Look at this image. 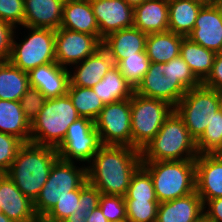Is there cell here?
Masks as SVG:
<instances>
[{
  "instance_id": "49",
  "label": "cell",
  "mask_w": 222,
  "mask_h": 222,
  "mask_svg": "<svg viewBox=\"0 0 222 222\" xmlns=\"http://www.w3.org/2000/svg\"><path fill=\"white\" fill-rule=\"evenodd\" d=\"M0 222H13L4 213L0 212Z\"/></svg>"
},
{
  "instance_id": "3",
  "label": "cell",
  "mask_w": 222,
  "mask_h": 222,
  "mask_svg": "<svg viewBox=\"0 0 222 222\" xmlns=\"http://www.w3.org/2000/svg\"><path fill=\"white\" fill-rule=\"evenodd\" d=\"M58 158L56 148L32 142L23 143L5 175L34 202L48 179L51 167Z\"/></svg>"
},
{
  "instance_id": "23",
  "label": "cell",
  "mask_w": 222,
  "mask_h": 222,
  "mask_svg": "<svg viewBox=\"0 0 222 222\" xmlns=\"http://www.w3.org/2000/svg\"><path fill=\"white\" fill-rule=\"evenodd\" d=\"M168 0H145L134 8L133 27L143 33H159L168 31Z\"/></svg>"
},
{
  "instance_id": "15",
  "label": "cell",
  "mask_w": 222,
  "mask_h": 222,
  "mask_svg": "<svg viewBox=\"0 0 222 222\" xmlns=\"http://www.w3.org/2000/svg\"><path fill=\"white\" fill-rule=\"evenodd\" d=\"M188 38L216 54L222 52V4L202 6Z\"/></svg>"
},
{
  "instance_id": "28",
  "label": "cell",
  "mask_w": 222,
  "mask_h": 222,
  "mask_svg": "<svg viewBox=\"0 0 222 222\" xmlns=\"http://www.w3.org/2000/svg\"><path fill=\"white\" fill-rule=\"evenodd\" d=\"M168 30L188 37L192 32L202 5L191 0H168Z\"/></svg>"
},
{
  "instance_id": "26",
  "label": "cell",
  "mask_w": 222,
  "mask_h": 222,
  "mask_svg": "<svg viewBox=\"0 0 222 222\" xmlns=\"http://www.w3.org/2000/svg\"><path fill=\"white\" fill-rule=\"evenodd\" d=\"M31 123L25 117L20 101L0 99V132L30 142Z\"/></svg>"
},
{
  "instance_id": "35",
  "label": "cell",
  "mask_w": 222,
  "mask_h": 222,
  "mask_svg": "<svg viewBox=\"0 0 222 222\" xmlns=\"http://www.w3.org/2000/svg\"><path fill=\"white\" fill-rule=\"evenodd\" d=\"M129 222H156L158 200L125 199Z\"/></svg>"
},
{
  "instance_id": "18",
  "label": "cell",
  "mask_w": 222,
  "mask_h": 222,
  "mask_svg": "<svg viewBox=\"0 0 222 222\" xmlns=\"http://www.w3.org/2000/svg\"><path fill=\"white\" fill-rule=\"evenodd\" d=\"M73 66L74 68L72 69ZM114 66L116 65L113 59L101 46L82 62L73 64L70 66L71 68H68L69 85L92 88Z\"/></svg>"
},
{
  "instance_id": "4",
  "label": "cell",
  "mask_w": 222,
  "mask_h": 222,
  "mask_svg": "<svg viewBox=\"0 0 222 222\" xmlns=\"http://www.w3.org/2000/svg\"><path fill=\"white\" fill-rule=\"evenodd\" d=\"M196 141L175 110L166 118L155 137L141 150L142 161L195 160Z\"/></svg>"
},
{
  "instance_id": "25",
  "label": "cell",
  "mask_w": 222,
  "mask_h": 222,
  "mask_svg": "<svg viewBox=\"0 0 222 222\" xmlns=\"http://www.w3.org/2000/svg\"><path fill=\"white\" fill-rule=\"evenodd\" d=\"M184 36L171 31L147 34L145 50L150 62L167 63L180 56Z\"/></svg>"
},
{
  "instance_id": "2",
  "label": "cell",
  "mask_w": 222,
  "mask_h": 222,
  "mask_svg": "<svg viewBox=\"0 0 222 222\" xmlns=\"http://www.w3.org/2000/svg\"><path fill=\"white\" fill-rule=\"evenodd\" d=\"M201 84L184 59L178 56L167 63L150 62L135 93L166 101L175 107L189 89Z\"/></svg>"
},
{
  "instance_id": "27",
  "label": "cell",
  "mask_w": 222,
  "mask_h": 222,
  "mask_svg": "<svg viewBox=\"0 0 222 222\" xmlns=\"http://www.w3.org/2000/svg\"><path fill=\"white\" fill-rule=\"evenodd\" d=\"M92 89L104 105L129 99L135 92L133 86L116 66L109 70Z\"/></svg>"
},
{
  "instance_id": "45",
  "label": "cell",
  "mask_w": 222,
  "mask_h": 222,
  "mask_svg": "<svg viewBox=\"0 0 222 222\" xmlns=\"http://www.w3.org/2000/svg\"><path fill=\"white\" fill-rule=\"evenodd\" d=\"M86 222H109L103 215L102 210L98 206L96 209L87 214Z\"/></svg>"
},
{
  "instance_id": "13",
  "label": "cell",
  "mask_w": 222,
  "mask_h": 222,
  "mask_svg": "<svg viewBox=\"0 0 222 222\" xmlns=\"http://www.w3.org/2000/svg\"><path fill=\"white\" fill-rule=\"evenodd\" d=\"M102 43L94 36L69 29L55 30V58L63 67L70 68L91 56Z\"/></svg>"
},
{
  "instance_id": "19",
  "label": "cell",
  "mask_w": 222,
  "mask_h": 222,
  "mask_svg": "<svg viewBox=\"0 0 222 222\" xmlns=\"http://www.w3.org/2000/svg\"><path fill=\"white\" fill-rule=\"evenodd\" d=\"M29 86L39 89L47 98L67 94L69 81L68 68L52 62L36 67L28 72Z\"/></svg>"
},
{
  "instance_id": "43",
  "label": "cell",
  "mask_w": 222,
  "mask_h": 222,
  "mask_svg": "<svg viewBox=\"0 0 222 222\" xmlns=\"http://www.w3.org/2000/svg\"><path fill=\"white\" fill-rule=\"evenodd\" d=\"M202 84L222 92V52L216 54L211 73Z\"/></svg>"
},
{
  "instance_id": "14",
  "label": "cell",
  "mask_w": 222,
  "mask_h": 222,
  "mask_svg": "<svg viewBox=\"0 0 222 222\" xmlns=\"http://www.w3.org/2000/svg\"><path fill=\"white\" fill-rule=\"evenodd\" d=\"M99 26V41L110 33L133 27L134 9L124 0H90Z\"/></svg>"
},
{
  "instance_id": "53",
  "label": "cell",
  "mask_w": 222,
  "mask_h": 222,
  "mask_svg": "<svg viewBox=\"0 0 222 222\" xmlns=\"http://www.w3.org/2000/svg\"><path fill=\"white\" fill-rule=\"evenodd\" d=\"M113 222H129V221L127 219H122V220L113 221Z\"/></svg>"
},
{
  "instance_id": "30",
  "label": "cell",
  "mask_w": 222,
  "mask_h": 222,
  "mask_svg": "<svg viewBox=\"0 0 222 222\" xmlns=\"http://www.w3.org/2000/svg\"><path fill=\"white\" fill-rule=\"evenodd\" d=\"M28 73L12 65L0 62V99L20 101L29 88Z\"/></svg>"
},
{
  "instance_id": "33",
  "label": "cell",
  "mask_w": 222,
  "mask_h": 222,
  "mask_svg": "<svg viewBox=\"0 0 222 222\" xmlns=\"http://www.w3.org/2000/svg\"><path fill=\"white\" fill-rule=\"evenodd\" d=\"M222 147V108L214 115L202 136L196 141L198 154L217 153Z\"/></svg>"
},
{
  "instance_id": "7",
  "label": "cell",
  "mask_w": 222,
  "mask_h": 222,
  "mask_svg": "<svg viewBox=\"0 0 222 222\" xmlns=\"http://www.w3.org/2000/svg\"><path fill=\"white\" fill-rule=\"evenodd\" d=\"M222 108V92L203 84L189 89L174 107L190 136L197 141L217 111Z\"/></svg>"
},
{
  "instance_id": "36",
  "label": "cell",
  "mask_w": 222,
  "mask_h": 222,
  "mask_svg": "<svg viewBox=\"0 0 222 222\" xmlns=\"http://www.w3.org/2000/svg\"><path fill=\"white\" fill-rule=\"evenodd\" d=\"M81 186L72 191V195H67L58 200L52 209L40 220V222H63L75 211L80 212Z\"/></svg>"
},
{
  "instance_id": "29",
  "label": "cell",
  "mask_w": 222,
  "mask_h": 222,
  "mask_svg": "<svg viewBox=\"0 0 222 222\" xmlns=\"http://www.w3.org/2000/svg\"><path fill=\"white\" fill-rule=\"evenodd\" d=\"M180 56L188 64L195 77L203 83L211 73L216 53L184 37Z\"/></svg>"
},
{
  "instance_id": "24",
  "label": "cell",
  "mask_w": 222,
  "mask_h": 222,
  "mask_svg": "<svg viewBox=\"0 0 222 222\" xmlns=\"http://www.w3.org/2000/svg\"><path fill=\"white\" fill-rule=\"evenodd\" d=\"M60 28L94 35L99 40V26L90 0H66Z\"/></svg>"
},
{
  "instance_id": "1",
  "label": "cell",
  "mask_w": 222,
  "mask_h": 222,
  "mask_svg": "<svg viewBox=\"0 0 222 222\" xmlns=\"http://www.w3.org/2000/svg\"><path fill=\"white\" fill-rule=\"evenodd\" d=\"M87 165V182L101 194L125 196L133 174L142 165L141 151L102 145Z\"/></svg>"
},
{
  "instance_id": "12",
  "label": "cell",
  "mask_w": 222,
  "mask_h": 222,
  "mask_svg": "<svg viewBox=\"0 0 222 222\" xmlns=\"http://www.w3.org/2000/svg\"><path fill=\"white\" fill-rule=\"evenodd\" d=\"M101 146L94 121L79 117L69 126L57 152L62 160L88 164Z\"/></svg>"
},
{
  "instance_id": "22",
  "label": "cell",
  "mask_w": 222,
  "mask_h": 222,
  "mask_svg": "<svg viewBox=\"0 0 222 222\" xmlns=\"http://www.w3.org/2000/svg\"><path fill=\"white\" fill-rule=\"evenodd\" d=\"M147 34L135 27L110 33L102 40V47L108 52L115 65L135 53L144 52Z\"/></svg>"
},
{
  "instance_id": "50",
  "label": "cell",
  "mask_w": 222,
  "mask_h": 222,
  "mask_svg": "<svg viewBox=\"0 0 222 222\" xmlns=\"http://www.w3.org/2000/svg\"><path fill=\"white\" fill-rule=\"evenodd\" d=\"M195 222H212L210 219H208L205 215H202L197 221Z\"/></svg>"
},
{
  "instance_id": "52",
  "label": "cell",
  "mask_w": 222,
  "mask_h": 222,
  "mask_svg": "<svg viewBox=\"0 0 222 222\" xmlns=\"http://www.w3.org/2000/svg\"><path fill=\"white\" fill-rule=\"evenodd\" d=\"M214 4H222V0H213V5Z\"/></svg>"
},
{
  "instance_id": "5",
  "label": "cell",
  "mask_w": 222,
  "mask_h": 222,
  "mask_svg": "<svg viewBox=\"0 0 222 222\" xmlns=\"http://www.w3.org/2000/svg\"><path fill=\"white\" fill-rule=\"evenodd\" d=\"M79 117L67 94L46 99L43 109L31 122L30 142L57 149L69 126Z\"/></svg>"
},
{
  "instance_id": "46",
  "label": "cell",
  "mask_w": 222,
  "mask_h": 222,
  "mask_svg": "<svg viewBox=\"0 0 222 222\" xmlns=\"http://www.w3.org/2000/svg\"><path fill=\"white\" fill-rule=\"evenodd\" d=\"M87 215L84 212L75 211L69 217H67L63 222H86Z\"/></svg>"
},
{
  "instance_id": "40",
  "label": "cell",
  "mask_w": 222,
  "mask_h": 222,
  "mask_svg": "<svg viewBox=\"0 0 222 222\" xmlns=\"http://www.w3.org/2000/svg\"><path fill=\"white\" fill-rule=\"evenodd\" d=\"M0 19L17 26L24 24V0H0Z\"/></svg>"
},
{
  "instance_id": "16",
  "label": "cell",
  "mask_w": 222,
  "mask_h": 222,
  "mask_svg": "<svg viewBox=\"0 0 222 222\" xmlns=\"http://www.w3.org/2000/svg\"><path fill=\"white\" fill-rule=\"evenodd\" d=\"M196 192L203 204L222 197V158L216 153L198 154L195 159Z\"/></svg>"
},
{
  "instance_id": "41",
  "label": "cell",
  "mask_w": 222,
  "mask_h": 222,
  "mask_svg": "<svg viewBox=\"0 0 222 222\" xmlns=\"http://www.w3.org/2000/svg\"><path fill=\"white\" fill-rule=\"evenodd\" d=\"M101 192L87 182V180L81 185L80 193V212H84L86 215L96 209L99 206V199Z\"/></svg>"
},
{
  "instance_id": "17",
  "label": "cell",
  "mask_w": 222,
  "mask_h": 222,
  "mask_svg": "<svg viewBox=\"0 0 222 222\" xmlns=\"http://www.w3.org/2000/svg\"><path fill=\"white\" fill-rule=\"evenodd\" d=\"M0 212L13 222H40L34 202L5 174H0Z\"/></svg>"
},
{
  "instance_id": "38",
  "label": "cell",
  "mask_w": 222,
  "mask_h": 222,
  "mask_svg": "<svg viewBox=\"0 0 222 222\" xmlns=\"http://www.w3.org/2000/svg\"><path fill=\"white\" fill-rule=\"evenodd\" d=\"M23 142L16 136L0 132V174H5Z\"/></svg>"
},
{
  "instance_id": "31",
  "label": "cell",
  "mask_w": 222,
  "mask_h": 222,
  "mask_svg": "<svg viewBox=\"0 0 222 222\" xmlns=\"http://www.w3.org/2000/svg\"><path fill=\"white\" fill-rule=\"evenodd\" d=\"M67 95L80 117L95 121L104 108V103L92 88L69 85Z\"/></svg>"
},
{
  "instance_id": "8",
  "label": "cell",
  "mask_w": 222,
  "mask_h": 222,
  "mask_svg": "<svg viewBox=\"0 0 222 222\" xmlns=\"http://www.w3.org/2000/svg\"><path fill=\"white\" fill-rule=\"evenodd\" d=\"M84 163L79 167L77 162L58 158L51 167L48 179L39 196L34 201L36 215L41 220L52 207L64 196L72 195L86 180Z\"/></svg>"
},
{
  "instance_id": "37",
  "label": "cell",
  "mask_w": 222,
  "mask_h": 222,
  "mask_svg": "<svg viewBox=\"0 0 222 222\" xmlns=\"http://www.w3.org/2000/svg\"><path fill=\"white\" fill-rule=\"evenodd\" d=\"M99 207L109 222L127 219L124 196L101 194Z\"/></svg>"
},
{
  "instance_id": "11",
  "label": "cell",
  "mask_w": 222,
  "mask_h": 222,
  "mask_svg": "<svg viewBox=\"0 0 222 222\" xmlns=\"http://www.w3.org/2000/svg\"><path fill=\"white\" fill-rule=\"evenodd\" d=\"M94 125L102 145L132 147L130 98L105 104Z\"/></svg>"
},
{
  "instance_id": "47",
  "label": "cell",
  "mask_w": 222,
  "mask_h": 222,
  "mask_svg": "<svg viewBox=\"0 0 222 222\" xmlns=\"http://www.w3.org/2000/svg\"><path fill=\"white\" fill-rule=\"evenodd\" d=\"M133 9L143 3L145 0H124Z\"/></svg>"
},
{
  "instance_id": "39",
  "label": "cell",
  "mask_w": 222,
  "mask_h": 222,
  "mask_svg": "<svg viewBox=\"0 0 222 222\" xmlns=\"http://www.w3.org/2000/svg\"><path fill=\"white\" fill-rule=\"evenodd\" d=\"M46 97L42 92L34 87H29L20 99L21 108L25 117L31 123L38 113L43 109Z\"/></svg>"
},
{
  "instance_id": "34",
  "label": "cell",
  "mask_w": 222,
  "mask_h": 222,
  "mask_svg": "<svg viewBox=\"0 0 222 222\" xmlns=\"http://www.w3.org/2000/svg\"><path fill=\"white\" fill-rule=\"evenodd\" d=\"M124 199L157 200L152 177L142 165L133 174Z\"/></svg>"
},
{
  "instance_id": "21",
  "label": "cell",
  "mask_w": 222,
  "mask_h": 222,
  "mask_svg": "<svg viewBox=\"0 0 222 222\" xmlns=\"http://www.w3.org/2000/svg\"><path fill=\"white\" fill-rule=\"evenodd\" d=\"M63 5L64 1L62 0H24L23 26L59 29Z\"/></svg>"
},
{
  "instance_id": "32",
  "label": "cell",
  "mask_w": 222,
  "mask_h": 222,
  "mask_svg": "<svg viewBox=\"0 0 222 222\" xmlns=\"http://www.w3.org/2000/svg\"><path fill=\"white\" fill-rule=\"evenodd\" d=\"M150 60L144 52L135 53L120 60L116 67L135 89L149 69Z\"/></svg>"
},
{
  "instance_id": "44",
  "label": "cell",
  "mask_w": 222,
  "mask_h": 222,
  "mask_svg": "<svg viewBox=\"0 0 222 222\" xmlns=\"http://www.w3.org/2000/svg\"><path fill=\"white\" fill-rule=\"evenodd\" d=\"M203 211L212 222H222V197L207 200L203 204Z\"/></svg>"
},
{
  "instance_id": "6",
  "label": "cell",
  "mask_w": 222,
  "mask_h": 222,
  "mask_svg": "<svg viewBox=\"0 0 222 222\" xmlns=\"http://www.w3.org/2000/svg\"><path fill=\"white\" fill-rule=\"evenodd\" d=\"M142 166L152 177L159 203L196 190L195 160L142 161Z\"/></svg>"
},
{
  "instance_id": "42",
  "label": "cell",
  "mask_w": 222,
  "mask_h": 222,
  "mask_svg": "<svg viewBox=\"0 0 222 222\" xmlns=\"http://www.w3.org/2000/svg\"><path fill=\"white\" fill-rule=\"evenodd\" d=\"M15 27L0 19V62L9 60Z\"/></svg>"
},
{
  "instance_id": "20",
  "label": "cell",
  "mask_w": 222,
  "mask_h": 222,
  "mask_svg": "<svg viewBox=\"0 0 222 222\" xmlns=\"http://www.w3.org/2000/svg\"><path fill=\"white\" fill-rule=\"evenodd\" d=\"M202 215L203 202L195 190L186 196L160 202L156 222H195Z\"/></svg>"
},
{
  "instance_id": "10",
  "label": "cell",
  "mask_w": 222,
  "mask_h": 222,
  "mask_svg": "<svg viewBox=\"0 0 222 222\" xmlns=\"http://www.w3.org/2000/svg\"><path fill=\"white\" fill-rule=\"evenodd\" d=\"M132 147L141 151L155 137L174 107L168 102L136 94L130 98Z\"/></svg>"
},
{
  "instance_id": "51",
  "label": "cell",
  "mask_w": 222,
  "mask_h": 222,
  "mask_svg": "<svg viewBox=\"0 0 222 222\" xmlns=\"http://www.w3.org/2000/svg\"><path fill=\"white\" fill-rule=\"evenodd\" d=\"M220 158H222V147L216 153Z\"/></svg>"
},
{
  "instance_id": "48",
  "label": "cell",
  "mask_w": 222,
  "mask_h": 222,
  "mask_svg": "<svg viewBox=\"0 0 222 222\" xmlns=\"http://www.w3.org/2000/svg\"><path fill=\"white\" fill-rule=\"evenodd\" d=\"M191 1L199 3L202 6H211V5H213V0H191Z\"/></svg>"
},
{
  "instance_id": "9",
  "label": "cell",
  "mask_w": 222,
  "mask_h": 222,
  "mask_svg": "<svg viewBox=\"0 0 222 222\" xmlns=\"http://www.w3.org/2000/svg\"><path fill=\"white\" fill-rule=\"evenodd\" d=\"M29 31L24 40L17 42L13 34L9 62L24 72H29L38 66L56 62L55 30L48 28H33L22 26ZM21 41V42H20Z\"/></svg>"
}]
</instances>
